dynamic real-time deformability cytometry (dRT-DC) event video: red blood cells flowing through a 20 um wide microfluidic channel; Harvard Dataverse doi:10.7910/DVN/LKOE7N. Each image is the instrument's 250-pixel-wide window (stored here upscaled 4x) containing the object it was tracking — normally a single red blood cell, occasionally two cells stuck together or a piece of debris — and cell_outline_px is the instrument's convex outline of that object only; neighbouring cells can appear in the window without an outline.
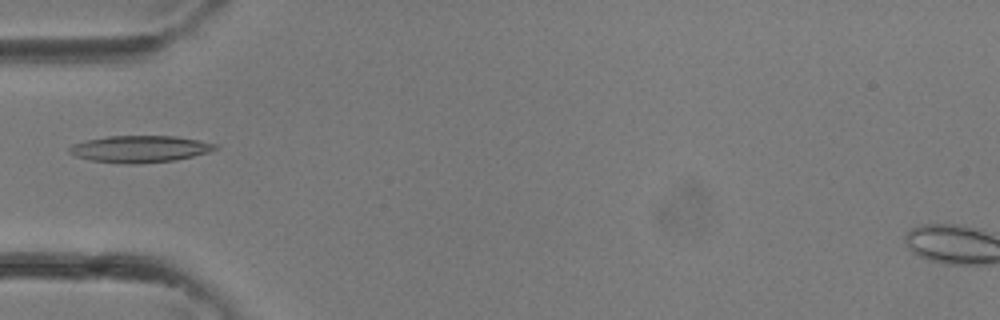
{"species": "common noctule bat (a hibernating species)", "species_latin": "Nyctalus noctula", "temperature_condition": "room temperature", "stored_images_in_passage": 21, "camera_frame_rate_fps": 3000, "um_per_image_px": 0.085, "animal": {"sex": "female"}, "frame": {"image": 1, "passage_image": 11, "time_ms": 3.333, "image_size_px": [1000, 320], "cell_outline_px": [[220, 148], [208, 152], [176, 160], [136, 164], [128, 164], [92, 160], [76, 156], [68, 152], [68, 148], [72, 144], [88, 140], [108, 136], [176, 136], [200, 140], [216, 144]], "centroid_in_image_um": [11.91, 12.66], "position_along_channel_um": 73.1, "area_um2": 22.72}}
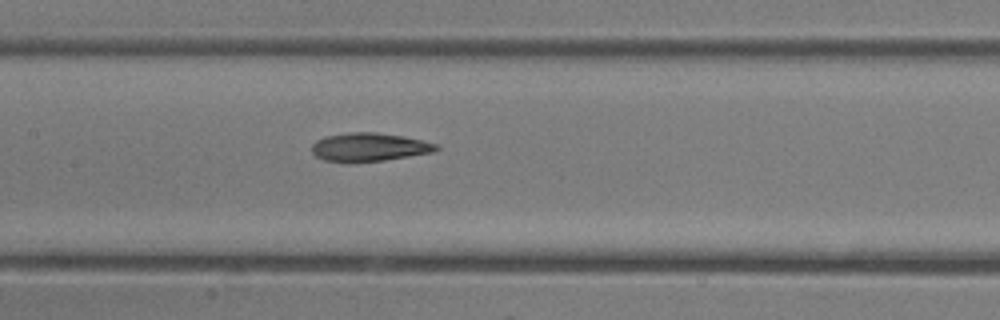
{"frame": {"image": 2, "passage_image": 16, "time_ms": 5.0, "image_size_px": [1000, 320], "cell_outline_px": [[440, 148], [432, 152], [384, 160], [348, 164], [324, 160], [316, 156], [312, 152], [312, 144], [316, 140], [324, 136], [348, 132], [376, 132], [404, 136], [436, 144]], "centroid_in_image_um": [31.31, 12.51], "position_along_channel_um": 176.1, "area_um2": 20.87}}
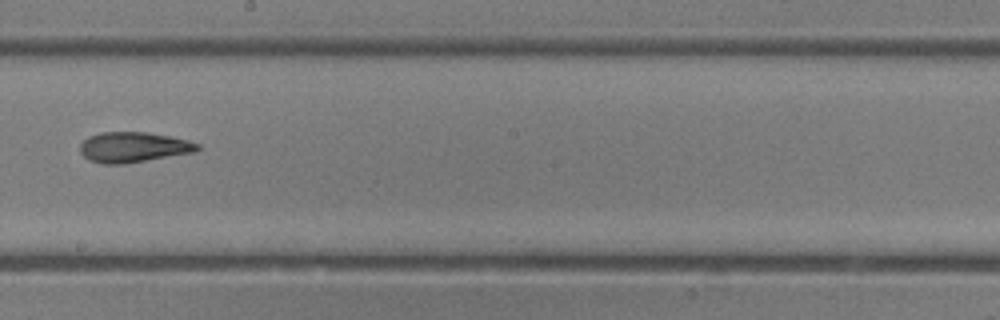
{"frame": {"image": 3, "passage_image": 19, "time_ms": 6.0, "image_size_px": [1000, 320], "cell_outline_px": [[200, 148], [196, 152], [124, 164], [104, 164], [88, 160], [80, 152], [80, 144], [88, 136], [100, 132], [148, 132], [172, 136], [188, 140], [200, 144]], "centroid_in_image_um": [11.35, 12.51], "position_along_channel_um": 236.8, "area_um2": 20.98}}